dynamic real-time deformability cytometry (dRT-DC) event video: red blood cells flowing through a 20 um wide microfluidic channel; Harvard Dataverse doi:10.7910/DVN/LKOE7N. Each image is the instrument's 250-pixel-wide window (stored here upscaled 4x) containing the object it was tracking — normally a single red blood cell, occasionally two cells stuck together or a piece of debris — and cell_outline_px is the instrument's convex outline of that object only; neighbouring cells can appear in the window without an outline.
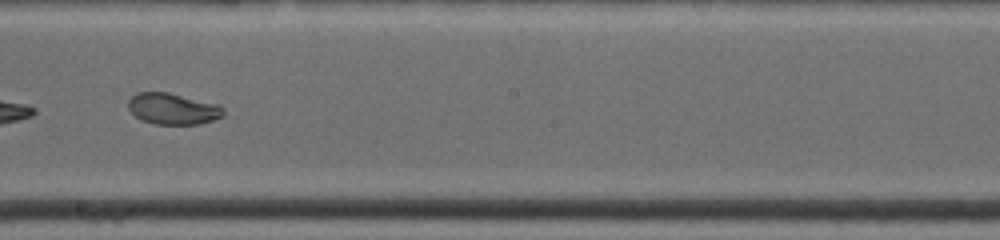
{"species": "common noctule bat (a hibernating species)", "species_latin": "Nyctalus noctula", "temperature_condition": "warm", "stored_images_in_passage": 18, "camera_frame_rate_fps": 4500, "um_per_image_px": 0.085, "animal": {"sex": "female", "body_mass_g": 19.0, "forearm_length_mm": 53.3}, "frame": {"image": 1, "passage_image": 11, "time_ms": 5.111, "image_size_px": [1000, 240], "cell_outline_px": [[224, 116], [200, 124], [156, 124], [140, 120], [128, 108], [128, 100], [136, 92], [168, 92], [220, 104], [224, 108]], "centroid_in_image_um": [14.71, 9.24], "position_along_channel_um": 233.5, "area_um2": 17.51}}